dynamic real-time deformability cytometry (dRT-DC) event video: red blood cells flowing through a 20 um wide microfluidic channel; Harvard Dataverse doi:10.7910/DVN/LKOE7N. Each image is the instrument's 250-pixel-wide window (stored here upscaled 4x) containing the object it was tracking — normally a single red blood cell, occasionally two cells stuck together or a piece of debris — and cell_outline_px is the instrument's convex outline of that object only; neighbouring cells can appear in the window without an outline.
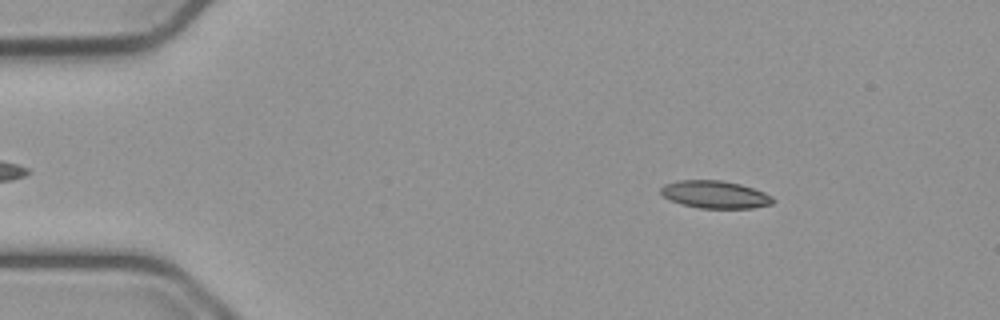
{"species": "common noctule bat (a hibernating species)", "species_latin": "Nyctalus noctula", "temperature_condition": "cold", "stored_images_in_passage": 54, "camera_frame_rate_fps": 3000, "um_per_image_px": 0.085, "animal": {"sex": "male", "body_mass_g": 23.1, "forearm_length_mm": 52.7}, "frame": {"image": 1, "passage_image": 8, "time_ms": 2.333, "image_size_px": [1000, 320], "cell_outline_px": [[776, 200], [772, 204], [752, 208], [700, 208], [684, 204], [672, 200], [664, 196], [660, 192], [660, 188], [664, 184], [676, 180], [720, 180], [740, 184], [764, 192], [772, 196]], "centroid_in_image_um": [60.79, 16.52], "position_along_channel_um": 24.2, "area_um2": 17.92}}
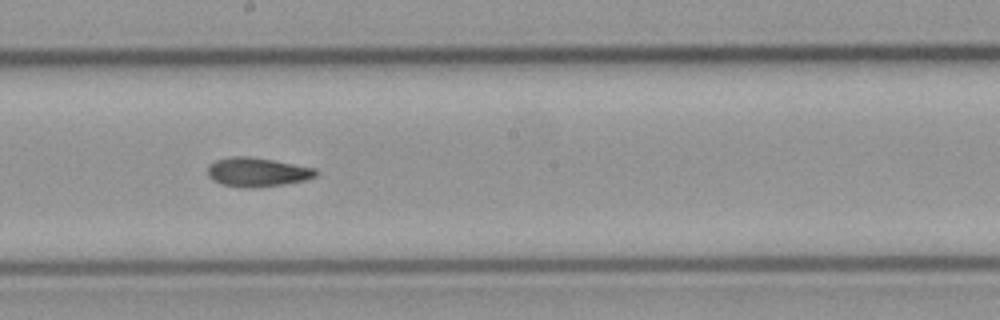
{"frame": {"image": 2, "passage_image": 30, "time_ms": 9.667, "image_size_px": [1000, 320], "cell_outline_px": [[316, 176], [304, 180], [284, 184], [260, 188], [240, 188], [220, 184], [212, 180], [208, 176], [208, 164], [216, 160], [232, 156], [248, 156], [272, 160], [316, 168]], "centroid_in_image_um": [21.82, 14.64], "position_along_channel_um": 226.4, "area_um2": 18.5}}
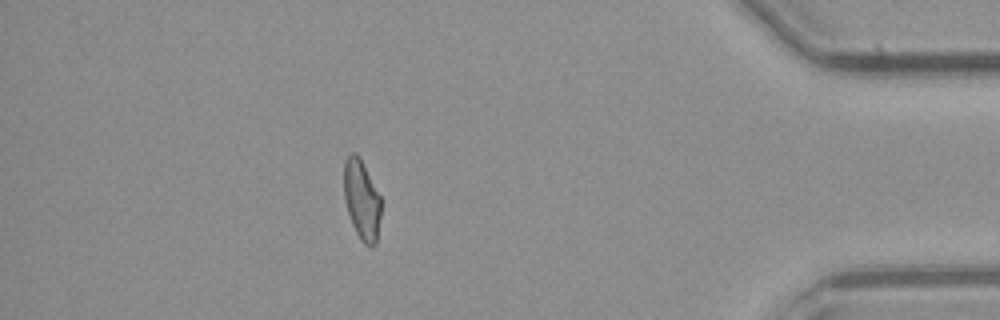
{"frame": {"image": 3, "passage_image": 48, "time_ms": 15.667, "image_size_px": [1000, 320], "cell_outline_px": [[380, 216], [376, 244], [372, 248], [364, 244], [360, 240], [352, 224], [344, 200], [344, 160], [348, 152], [356, 152], [360, 156], [380, 196]], "centroid_in_image_um": [30.73, 16.95], "position_along_channel_um": 404.5, "area_um2": 17.46}, "authors_computed_cell_mechanics": {"area_um2": 18.0914, "velocity_mm_per_s": 3.7677, "shape_relaxation_time_tau1_ms": 7.681, "shape_relaxation_time_tau2_ms": 4.8088, "deformation_change_tau1": 0.1922, "deformation_change_tau2": 0.1253}}